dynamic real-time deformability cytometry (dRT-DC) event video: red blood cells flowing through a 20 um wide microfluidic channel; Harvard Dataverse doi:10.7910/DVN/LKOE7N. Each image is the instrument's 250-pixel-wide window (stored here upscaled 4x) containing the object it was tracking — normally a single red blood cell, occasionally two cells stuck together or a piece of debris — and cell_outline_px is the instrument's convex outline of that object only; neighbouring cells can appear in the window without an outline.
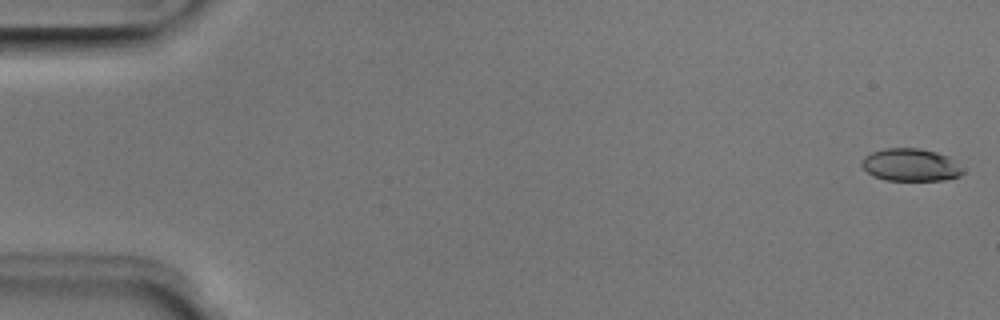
{"species": "Egyptian fruit bat (a non-hibernating species)", "species_latin": "Rousettus aegyptiacus", "temperature_condition": "room temperature", "stored_images_in_passage": 5, "camera_frame_rate_fps": 3000, "um_per_image_px": 0.085, "animal": {"sex": "male"}, "frame": {"image": 1, "passage_image": 1, "time_ms": 0.0, "image_size_px": [1000, 320], "cell_outline_px": [[964, 172], [960, 176], [944, 180], [884, 180], [872, 176], [860, 164], [864, 156], [872, 152], [884, 148], [920, 148], [936, 152], [948, 156]], "centroid_in_image_um": [77.36, 14.01], "position_along_channel_um": 7.6, "area_um2": 19.13}}
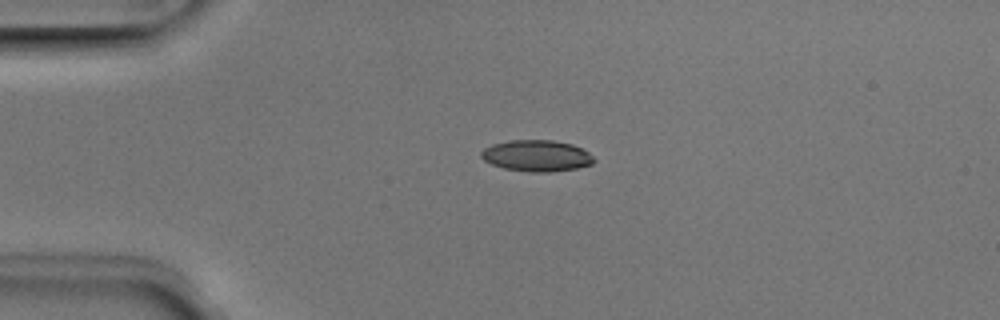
{"frame": {"image": 2, "passage_image": 4, "time_ms": 1.0, "image_size_px": [1000, 320], "cell_outline_px": [[596, 160], [592, 164], [576, 168], [552, 172], [528, 172], [504, 168], [492, 164], [484, 160], [480, 156], [480, 152], [484, 148], [492, 144], [512, 140], [552, 140], [572, 144], [588, 152]], "centroid_in_image_um": [45.6, 13.24], "position_along_channel_um": 39.4, "area_um2": 20.58}}